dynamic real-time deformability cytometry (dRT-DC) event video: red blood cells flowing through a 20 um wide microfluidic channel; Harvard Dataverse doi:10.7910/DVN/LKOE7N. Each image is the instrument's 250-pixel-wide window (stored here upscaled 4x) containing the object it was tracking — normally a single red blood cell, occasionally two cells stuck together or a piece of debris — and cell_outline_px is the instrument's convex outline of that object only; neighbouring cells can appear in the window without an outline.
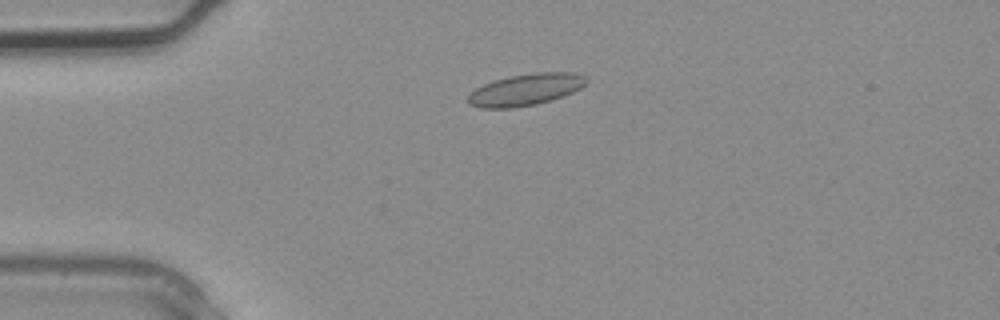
{"species": "common noctule bat (a hibernating species)", "species_latin": "Nyctalus noctula", "temperature_condition": "warm", "stored_images_in_passage": 2, "camera_frame_rate_fps": 3000, "um_per_image_px": 0.085, "animal": {"sex": "male", "body_mass_g": 20.4}, "frame": {"image": 1, "passage_image": 2, "time_ms": 0.333, "image_size_px": [1000, 320], "cell_outline_px": [[588, 80], [580, 88], [572, 92], [552, 100], [536, 104], [512, 108], [480, 108], [468, 104], [468, 96], [476, 88], [492, 80], [508, 76], [536, 72], [572, 72], [584, 76]], "centroid_in_image_um": [44.65, 7.62], "position_along_channel_um": 40.3, "area_um2": 21.85}}